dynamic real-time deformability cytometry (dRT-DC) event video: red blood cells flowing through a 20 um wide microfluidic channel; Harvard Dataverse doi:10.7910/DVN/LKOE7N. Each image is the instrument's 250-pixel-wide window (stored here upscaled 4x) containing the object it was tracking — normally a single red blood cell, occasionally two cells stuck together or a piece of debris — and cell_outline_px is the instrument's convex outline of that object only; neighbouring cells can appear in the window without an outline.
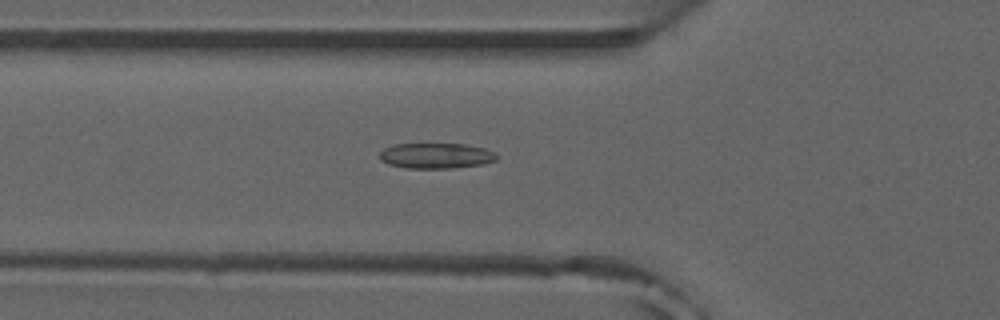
{"species": "common noctule bat (a hibernating species)", "species_latin": "Nyctalus noctula", "temperature_condition": "room temperature", "stored_images_in_passage": 7, "camera_frame_rate_fps": 3000, "um_per_image_px": 0.085, "animal": {"sex": "male", "forearm_length_mm": 52.5}, "frame": {"image": 1, "passage_image": 2, "time_ms": 0.333, "image_size_px": [1000, 320], "cell_outline_px": [[500, 156], [496, 160], [480, 164], [452, 168], [404, 168], [388, 164], [380, 160], [380, 152], [384, 148], [392, 144], [464, 144], [484, 148], [496, 152]], "centroid_in_image_um": [37.06, 13.23], "position_along_channel_um": 88.7, "area_um2": 17.46}}
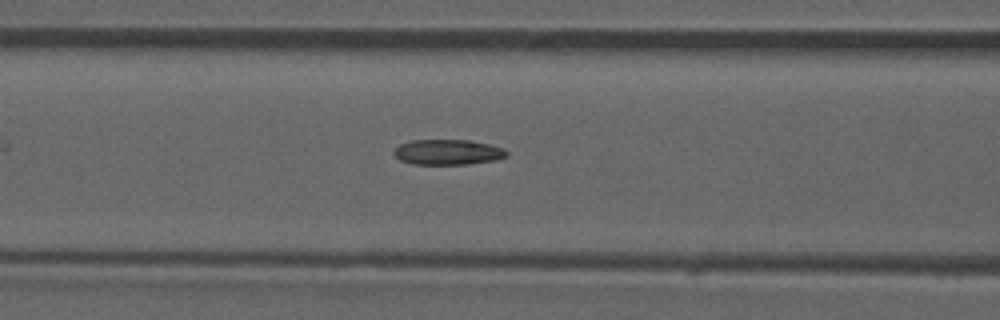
{"frame": {"image": 2, "passage_image": 5, "time_ms": 1.333, "image_size_px": [1000, 320], "cell_outline_px": [[508, 156], [496, 160], [468, 164], [412, 164], [400, 160], [392, 152], [400, 144], [412, 140], [468, 140], [488, 144], [504, 148], [508, 152]], "centroid_in_image_um": [38.08, 12.93], "position_along_channel_um": 128.5, "area_um2": 16.65}}